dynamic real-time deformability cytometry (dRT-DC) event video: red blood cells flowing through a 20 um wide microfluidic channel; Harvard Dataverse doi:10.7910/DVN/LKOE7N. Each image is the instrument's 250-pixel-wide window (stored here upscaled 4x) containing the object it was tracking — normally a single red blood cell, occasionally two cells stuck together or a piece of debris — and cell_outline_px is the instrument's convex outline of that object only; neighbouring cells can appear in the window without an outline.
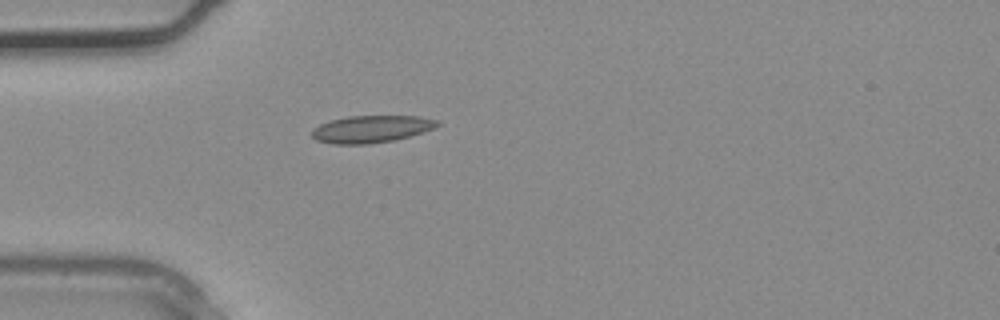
{"species": "common noctule bat (a hibernating species)", "species_latin": "Nyctalus noctula", "temperature_condition": "warm", "stored_images_in_passage": 1, "camera_frame_rate_fps": 3000, "um_per_image_px": 0.085, "animal": {"sex": "male", "body_mass_g": 20.4}, "frame": {"image": 1, "passage_image": 1, "time_ms": 0.0, "image_size_px": [1000, 320], "cell_outline_px": [[440, 124], [424, 132], [392, 140], [368, 144], [332, 144], [316, 140], [312, 136], [312, 128], [320, 124], [332, 120], [348, 116], [420, 116], [436, 120]], "centroid_in_image_um": [31.52, 10.97], "position_along_channel_um": 53.5, "area_um2": 19.71}}